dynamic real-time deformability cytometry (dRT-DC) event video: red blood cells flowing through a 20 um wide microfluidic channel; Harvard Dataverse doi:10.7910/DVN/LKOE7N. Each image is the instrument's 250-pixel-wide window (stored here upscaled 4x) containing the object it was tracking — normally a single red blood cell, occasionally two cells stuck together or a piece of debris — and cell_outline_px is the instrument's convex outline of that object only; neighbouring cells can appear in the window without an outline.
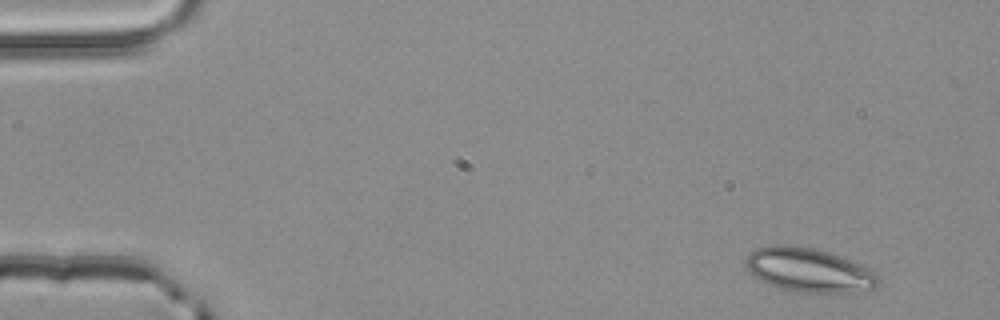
{"species": "common noctule bat (a hibernating species)", "species_latin": "Nyctalus noctula", "temperature_condition": "room temperature", "stored_images_in_passage": 3, "camera_frame_rate_fps": 3000, "um_per_image_px": 0.085, "animal": {"sex": "male", "body_mass_g": 20.4}, "frame": {"image": 1, "passage_image": 1, "time_ms": 0.0, "image_size_px": [1000, 320], "cell_outline_px": [[880, 280], [872, 288], [852, 292], [796, 292], [780, 288], [760, 280], [748, 272], [744, 260], [756, 248], [776, 244], [784, 244], [816, 248], [840, 256], [868, 268]], "centroid_in_image_um": [68.69, 22.94], "position_along_channel_um": 16.3, "area_um2": 33.64}}